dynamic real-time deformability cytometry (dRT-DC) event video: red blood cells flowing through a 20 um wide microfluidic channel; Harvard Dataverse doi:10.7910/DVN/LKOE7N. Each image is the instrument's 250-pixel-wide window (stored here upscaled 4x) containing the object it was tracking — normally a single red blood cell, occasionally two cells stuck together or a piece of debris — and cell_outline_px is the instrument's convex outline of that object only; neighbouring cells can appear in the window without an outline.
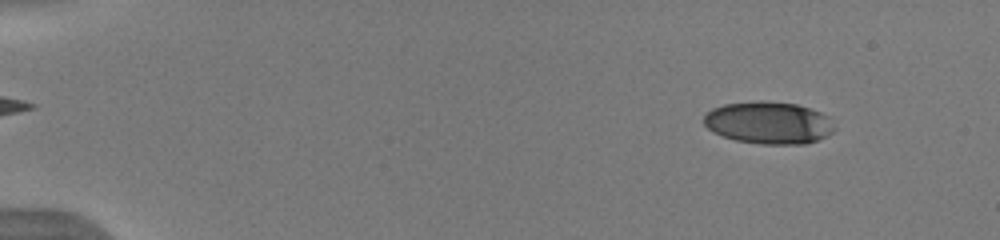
{"species": "human", "species_latin": "Homo sapiens", "temperature_condition": "warm", "stored_images_in_passage": 46, "camera_frame_rate_fps": 3000, "um_per_image_px": 0.085, "donor": {"sex": "male"}, "frame": {"image": 1, "passage_image": 6, "time_ms": 1.667, "image_size_px": [1000, 240], "cell_outline_px": [[836, 128], [832, 132], [816, 140], [804, 144], [760, 144], [736, 140], [712, 132], [704, 124], [704, 116], [712, 108], [724, 104], [764, 100], [796, 104], [820, 112], [828, 116]], "centroid_in_image_um": [65.32, 10.43], "position_along_channel_um": 19.7, "area_um2": 32.08}}
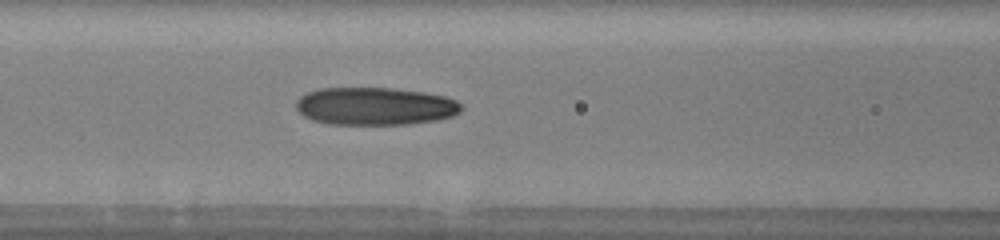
{"frame": {"image": 2, "passage_image": 24, "time_ms": 7.667, "image_size_px": [1000, 240], "cell_outline_px": [[460, 112], [452, 116], [436, 120], [408, 124], [328, 124], [312, 120], [304, 116], [296, 108], [296, 100], [300, 96], [308, 92], [320, 88], [392, 88], [424, 92], [444, 96], [456, 100], [460, 104]], "centroid_in_image_um": [31.85, 9.02], "position_along_channel_um": 134.7, "area_um2": 36.3}}
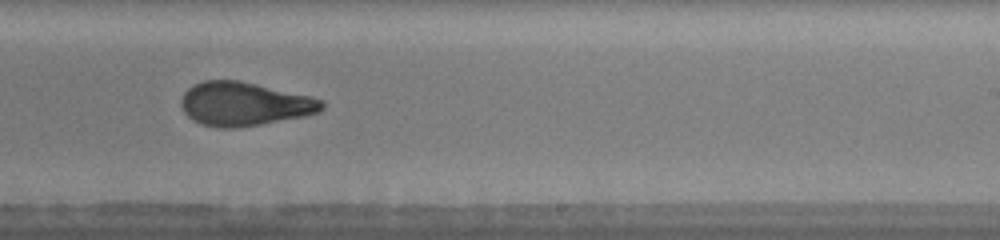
{"frame": {"image": 3, "passage_image": 34, "time_ms": 11.0, "image_size_px": [1000, 240], "cell_outline_px": [[324, 108], [316, 112], [304, 116], [260, 124], [236, 128], [220, 128], [200, 124], [192, 120], [184, 112], [180, 104], [180, 100], [184, 92], [192, 84], [204, 80], [240, 80], [312, 96], [324, 100]], "centroid_in_image_um": [20.74, 8.82], "position_along_channel_um": 268.3, "area_um2": 36.07}, "authors_computed_cell_mechanics": {"area_um2": 34.969, "velocity_mm_per_s": 4.0099, "shape_relaxation_time_tau1_ms": 7.41, "shape_relaxation_time_tau2_ms": 1.491, "deformation_change_tau1": 0.2561, "deformation_change_tau2": 0.0929}}